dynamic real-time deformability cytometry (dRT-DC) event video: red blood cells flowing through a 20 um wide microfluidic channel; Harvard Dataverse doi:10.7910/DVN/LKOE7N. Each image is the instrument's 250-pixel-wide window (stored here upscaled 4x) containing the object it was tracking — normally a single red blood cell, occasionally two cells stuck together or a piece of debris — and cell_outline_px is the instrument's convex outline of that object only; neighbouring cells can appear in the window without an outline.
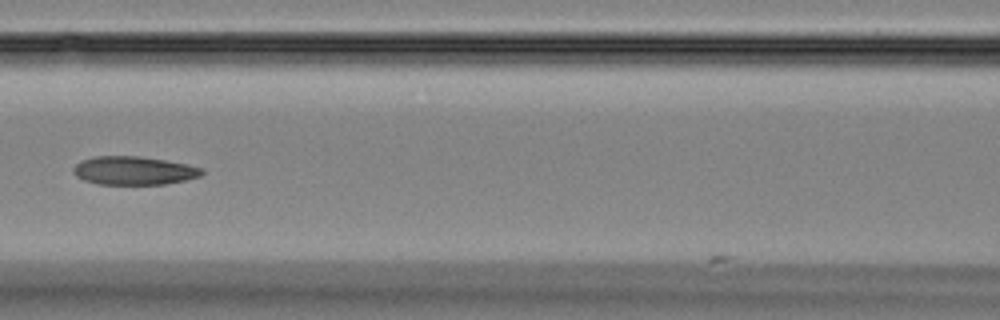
{"species": "Egyptian fruit bat (a non-hibernating species)", "species_latin": "Rousettus aegyptiacus", "temperature_condition": "room temperature", "stored_images_in_passage": 6, "camera_frame_rate_fps": 3000, "um_per_image_px": 0.085, "animal": {"sex": "female"}, "frame": {"image": 1, "passage_image": 6, "time_ms": 7.667, "image_size_px": [1000, 320], "cell_outline_px": [[204, 172], [200, 176], [184, 180], [164, 184], [96, 184], [84, 180], [76, 176], [72, 172], [72, 168], [80, 160], [96, 156], [140, 156], [188, 164], [204, 168]], "centroid_in_image_um": [11.36, 14.49], "position_along_channel_um": 155.2, "area_um2": 21.39}}